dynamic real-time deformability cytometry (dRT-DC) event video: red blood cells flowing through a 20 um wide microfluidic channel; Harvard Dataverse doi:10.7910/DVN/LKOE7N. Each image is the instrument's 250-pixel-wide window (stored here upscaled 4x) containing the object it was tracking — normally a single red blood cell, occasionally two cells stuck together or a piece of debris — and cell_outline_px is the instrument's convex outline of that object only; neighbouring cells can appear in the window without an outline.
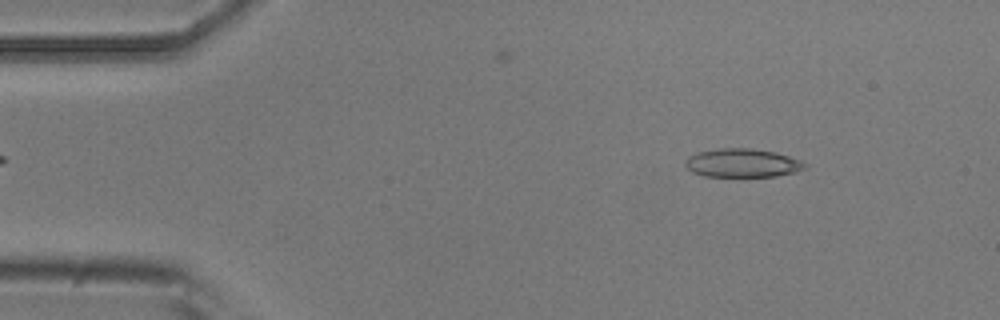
{"species": "common noctule bat (a hibernating species)", "species_latin": "Nyctalus noctula", "temperature_condition": "room temperature", "stored_images_in_passage": 51, "camera_frame_rate_fps": 3000, "um_per_image_px": 0.085, "animal": {"sex": "male", "body_mass_g": 20.5, "forearm_length_mm": 52.5}, "frame": {"image": 1, "passage_image": 6, "time_ms": 1.667, "image_size_px": [1000, 320], "cell_outline_px": [[808, 168], [796, 172], [776, 176], [704, 176], [692, 172], [684, 164], [684, 160], [688, 156], [700, 152], [720, 148], [752, 148], [776, 152], [800, 160], [808, 164]], "centroid_in_image_um": [63.13, 13.85], "position_along_channel_um": 21.9, "area_um2": 20.0}}
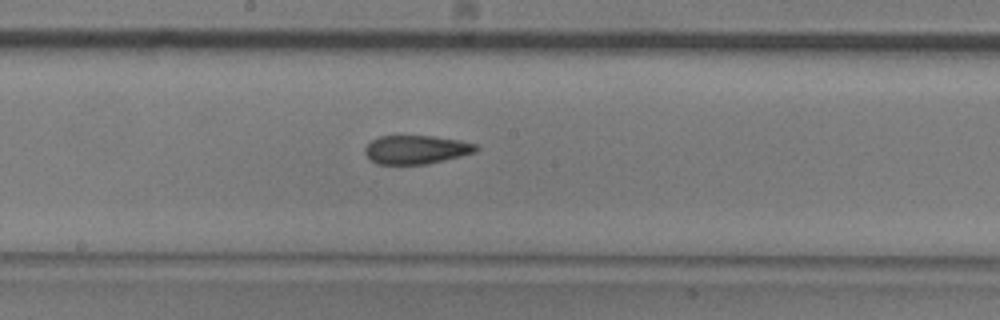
{"frame": {"image": 2, "passage_image": 26, "time_ms": 8.333, "image_size_px": [1000, 320], "cell_outline_px": [[480, 148], [476, 152], [428, 164], [376, 164], [364, 152], [364, 148], [372, 140], [380, 136], [432, 136], [460, 140], [476, 144]], "centroid_in_image_um": [35.4, 12.71], "position_along_channel_um": 212.8, "area_um2": 18.5}}
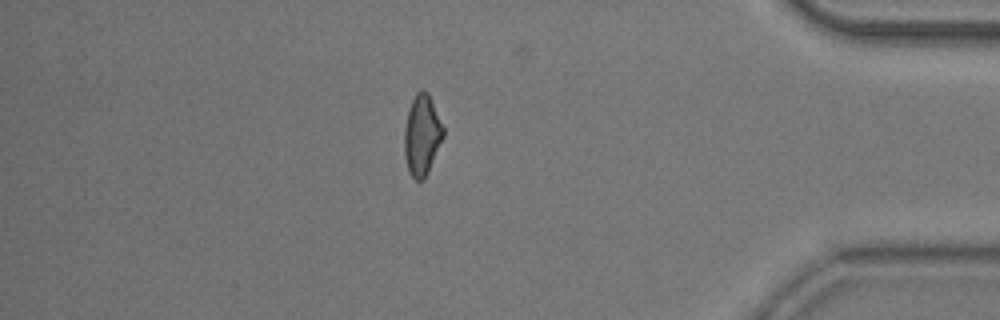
{"frame": {"image": 3, "passage_image": 43, "time_ms": 14.0, "image_size_px": [1000, 320], "cell_outline_px": [[444, 136], [428, 172], [424, 180], [416, 180], [408, 172], [404, 156], [404, 128], [408, 108], [416, 92], [420, 88], [428, 92], [444, 128]], "centroid_in_image_um": [35.85, 11.48], "position_along_channel_um": 399.4, "area_um2": 18.5}, "authors_computed_cell_mechanics": {"area_um2": 19.3052, "velocity_mm_per_s": 3.9492, "shape_relaxation_time_tau1_ms": 10.5997, "shape_relaxation_time_tau2_ms": 2.8148, "deformation_change_tau1": 0.2258, "deformation_change_tau2": 0.1132}}